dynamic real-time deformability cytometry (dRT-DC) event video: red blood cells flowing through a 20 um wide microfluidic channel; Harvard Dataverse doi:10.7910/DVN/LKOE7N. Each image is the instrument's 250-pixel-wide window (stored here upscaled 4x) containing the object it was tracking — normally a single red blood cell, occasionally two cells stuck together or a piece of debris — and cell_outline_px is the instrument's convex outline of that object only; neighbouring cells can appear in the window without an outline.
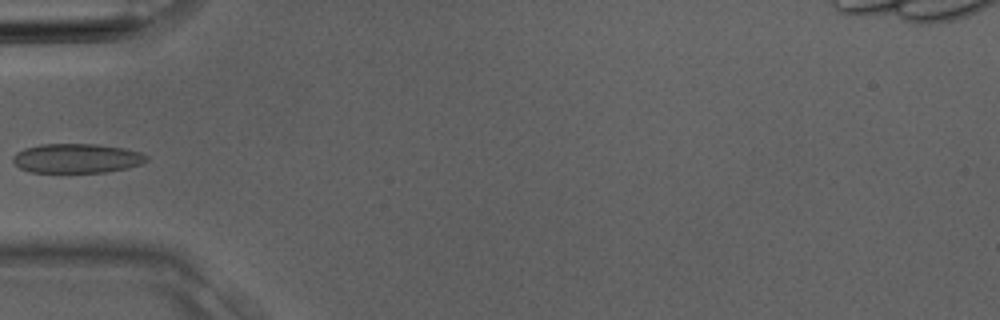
{"species": "Egyptian fruit bat (a non-hibernating species)", "species_latin": "Rousettus aegyptiacus", "temperature_condition": "room temperature", "stored_images_in_passage": 3, "camera_frame_rate_fps": 3000, "um_per_image_px": 0.085, "animal": {"sex": "male"}, "frame": {"image": 1, "passage_image": 3, "time_ms": 0.667, "image_size_px": [1000, 320], "cell_outline_px": [[148, 160], [140, 164], [128, 168], [104, 172], [32, 172], [20, 168], [12, 160], [12, 156], [16, 152], [24, 148], [40, 144], [96, 144], [124, 148], [140, 152], [148, 156]], "centroid_in_image_um": [6.52, 13.45], "position_along_channel_um": 78.5, "area_um2": 22.89}}